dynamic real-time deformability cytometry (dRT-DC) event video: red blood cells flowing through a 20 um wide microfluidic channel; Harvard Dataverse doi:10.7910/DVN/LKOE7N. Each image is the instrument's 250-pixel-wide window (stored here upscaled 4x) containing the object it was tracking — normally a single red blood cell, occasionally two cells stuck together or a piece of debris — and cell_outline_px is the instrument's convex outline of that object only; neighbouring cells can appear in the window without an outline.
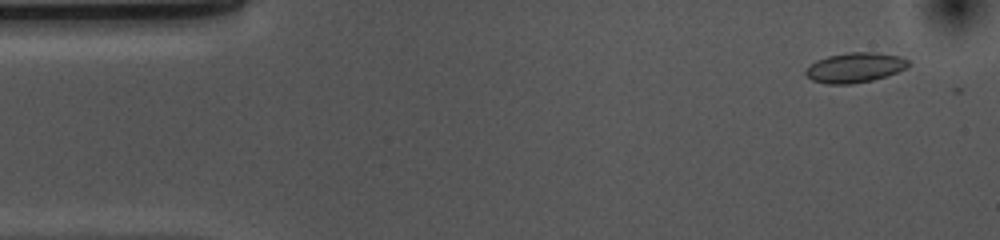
{"species": "common noctule bat (a hibernating species)", "species_latin": "Nyctalus noctula", "temperature_condition": "cold", "stored_images_in_passage": 5, "camera_frame_rate_fps": 3000, "um_per_image_px": 0.085, "animal": {"sex": "female", "body_mass_g": 10.0, "forearm_length_mm": 53.1}, "frame": {"image": 1, "passage_image": 3, "time_ms": 0.667, "image_size_px": [1000, 240], "cell_outline_px": [[908, 64], [904, 68], [896, 72], [872, 80], [852, 84], [828, 84], [812, 80], [804, 72], [816, 60], [828, 56], [848, 52], [876, 52], [900, 56], [908, 60]], "centroid_in_image_um": [72.65, 5.74], "position_along_channel_um": 12.4, "area_um2": 17.63}}